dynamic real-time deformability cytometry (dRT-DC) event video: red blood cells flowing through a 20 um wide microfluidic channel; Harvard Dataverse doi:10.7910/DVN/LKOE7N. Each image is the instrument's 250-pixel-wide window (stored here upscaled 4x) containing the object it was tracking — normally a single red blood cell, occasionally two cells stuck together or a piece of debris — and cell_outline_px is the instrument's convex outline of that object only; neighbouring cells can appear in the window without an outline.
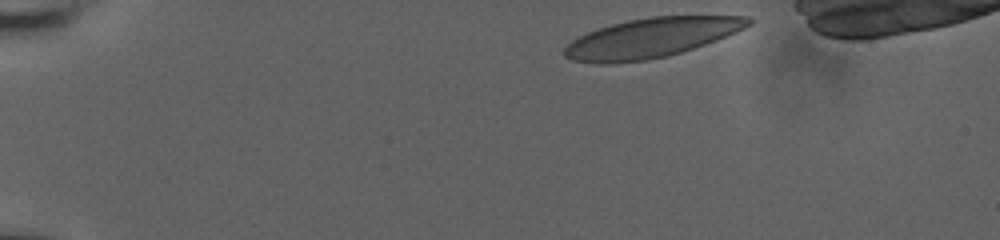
{"species": "human", "species_latin": "Homo sapiens", "temperature_condition": "room temperature", "stored_images_in_passage": 5, "camera_frame_rate_fps": 3000, "um_per_image_px": 0.085, "donor": {"sex": "male"}, "frame": {"image": 1, "passage_image": 1, "time_ms": 0.0, "image_size_px": [1000, 240], "cell_outline_px": [[752, 24], [744, 28], [716, 40], [668, 56], [648, 60], [608, 64], [600, 64], [572, 60], [564, 56], [564, 48], [572, 40], [588, 32], [612, 24], [628, 20], [652, 16], [748, 16], [752, 20]], "centroid_in_image_um": [55.33, 3.22], "position_along_channel_um": 29.7, "area_um2": 42.08}}
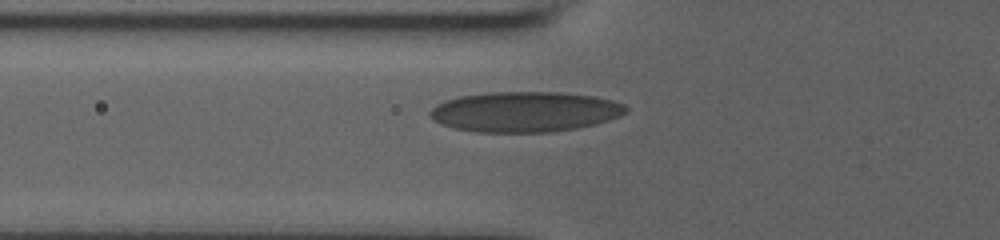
{"frame": {"image": 2, "passage_image": 5, "time_ms": 4.0, "image_size_px": [1000, 240], "cell_outline_px": [[628, 112], [620, 116], [596, 124], [576, 128], [552, 132], [476, 132], [452, 128], [436, 120], [428, 112], [436, 104], [444, 100], [460, 96], [488, 92], [560, 92], [596, 96], [612, 100], [624, 104], [628, 108]], "centroid_in_image_um": [44.65, 9.49], "position_along_channel_um": 81.2, "area_um2": 46.18}}